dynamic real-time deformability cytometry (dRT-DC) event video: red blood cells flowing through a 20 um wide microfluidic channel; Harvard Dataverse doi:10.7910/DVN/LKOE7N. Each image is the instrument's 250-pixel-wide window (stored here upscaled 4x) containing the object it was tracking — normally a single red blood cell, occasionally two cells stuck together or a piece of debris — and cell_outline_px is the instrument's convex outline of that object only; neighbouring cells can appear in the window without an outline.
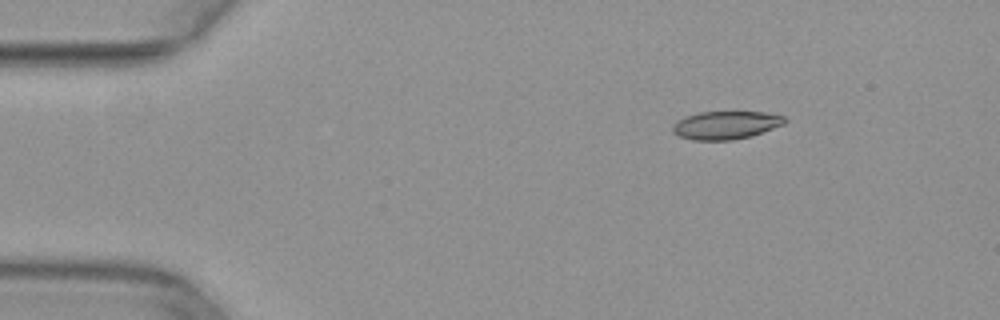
{"species": "common noctule bat (a hibernating species)", "species_latin": "Nyctalus noctula", "temperature_condition": "warm", "stored_images_in_passage": 45, "camera_frame_rate_fps": 3000, "um_per_image_px": 0.085, "animal": {"sex": "female", "body_mass_g": 29.2, "forearm_length_mm": 56.3}, "frame": {"image": 1, "passage_image": 1, "time_ms": 0.0, "image_size_px": [1000, 320], "cell_outline_px": [[788, 120], [784, 124], [752, 136], [732, 140], [692, 140], [680, 136], [672, 132], [672, 124], [676, 120], [684, 116], [700, 112], [764, 112], [784, 116]], "centroid_in_image_um": [61.67, 10.63], "position_along_channel_um": 23.3, "area_um2": 18.5}}
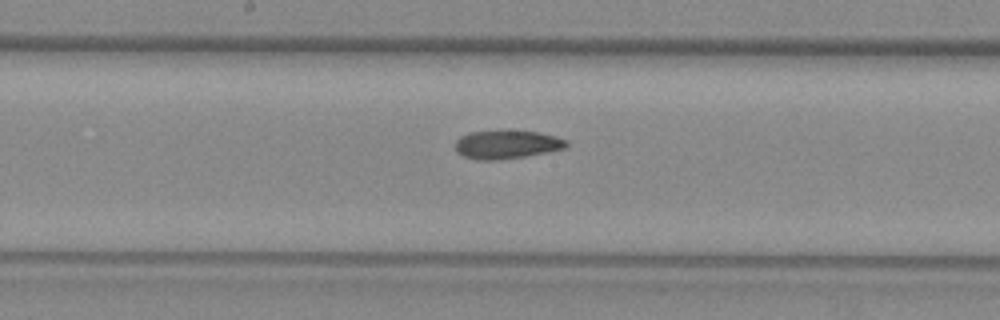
{"frame": {"image": 2, "passage_image": 20, "time_ms": 6.333, "image_size_px": [1000, 320], "cell_outline_px": [[568, 144], [564, 148], [524, 156], [496, 160], [476, 160], [464, 156], [456, 152], [456, 140], [460, 136], [468, 132], [536, 132], [556, 136], [568, 140]], "centroid_in_image_um": [43.04, 12.3], "position_along_channel_um": 205.2, "area_um2": 17.92}}
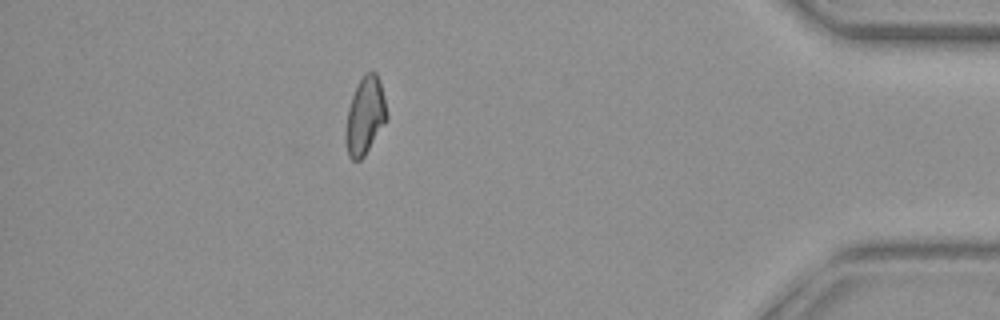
{"frame": {"image": 3, "passage_image": 38, "time_ms": 12.333, "image_size_px": [1000, 320], "cell_outline_px": [[388, 120], [364, 156], [360, 160], [352, 160], [348, 156], [344, 136], [348, 108], [352, 96], [360, 80], [368, 72], [376, 72], [380, 80], [388, 116]], "centroid_in_image_um": [31.03, 9.89], "position_along_channel_um": 404.2, "area_um2": 18.55}}